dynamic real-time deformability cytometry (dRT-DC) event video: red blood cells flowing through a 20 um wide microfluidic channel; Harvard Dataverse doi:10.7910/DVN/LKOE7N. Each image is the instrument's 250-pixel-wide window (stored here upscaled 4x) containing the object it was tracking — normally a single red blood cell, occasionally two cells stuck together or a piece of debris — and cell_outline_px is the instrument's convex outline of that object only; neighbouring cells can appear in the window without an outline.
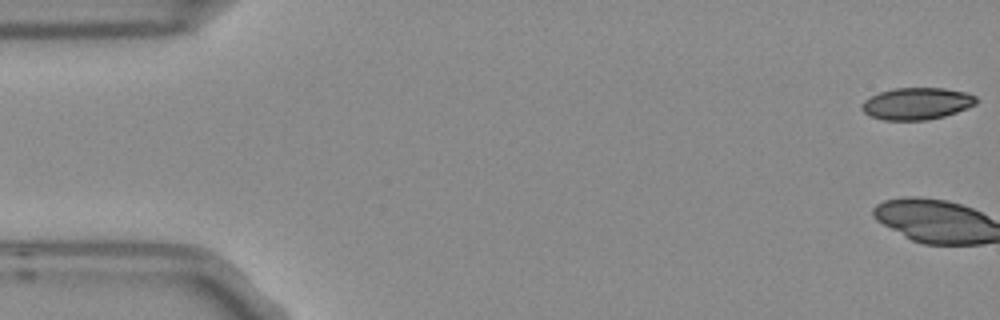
{"species": "Egyptian fruit bat (a non-hibernating species)", "species_latin": "Rousettus aegyptiacus", "temperature_condition": "room temperature", "stored_images_in_passage": 5, "camera_frame_rate_fps": 3000, "um_per_image_px": 0.085, "frame": {"image": 1, "passage_image": 1, "time_ms": 0.0, "image_size_px": [1000, 320], "cell_outline_px": [[980, 100], [976, 104], [968, 108], [944, 116], [928, 120], [884, 120], [868, 116], [860, 108], [860, 104], [864, 100], [880, 92], [896, 88], [944, 88], [968, 92], [976, 96]], "centroid_in_image_um": [77.95, 8.81], "position_along_channel_um": 7.1, "area_um2": 21.56}}